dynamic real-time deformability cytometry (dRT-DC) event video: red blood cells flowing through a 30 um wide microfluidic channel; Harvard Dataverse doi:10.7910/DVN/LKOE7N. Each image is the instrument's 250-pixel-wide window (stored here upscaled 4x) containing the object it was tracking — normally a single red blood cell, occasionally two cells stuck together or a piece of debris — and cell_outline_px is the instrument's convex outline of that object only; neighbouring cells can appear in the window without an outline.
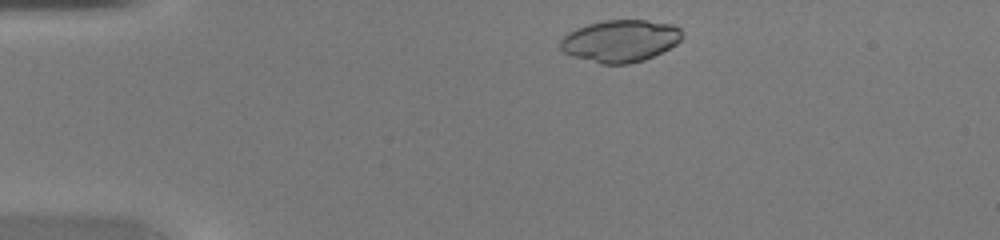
{"species": "common noctule bat (a hibernating species)", "species_latin": "Nyctalus noctula", "temperature_condition": "warm", "stored_images_in_passage": 38, "camera_frame_rate_fps": 3000, "um_per_image_px": 0.085, "animal": {"sex": "female", "body_mass_g": 20.0, "forearm_length_mm": 54.0}, "frame": {"image": 1, "passage_image": 2, "time_ms": 0.333, "image_size_px": [1000, 240], "cell_outline_px": [[680, 40], [676, 44], [644, 60], [628, 64], [600, 64], [572, 56], [564, 52], [560, 48], [560, 40], [568, 32], [576, 28], [588, 24], [604, 20], [644, 20], [672, 24], [680, 28]], "centroid_in_image_um": [52.68, 3.48], "position_along_channel_um": 32.3, "area_um2": 29.71}}
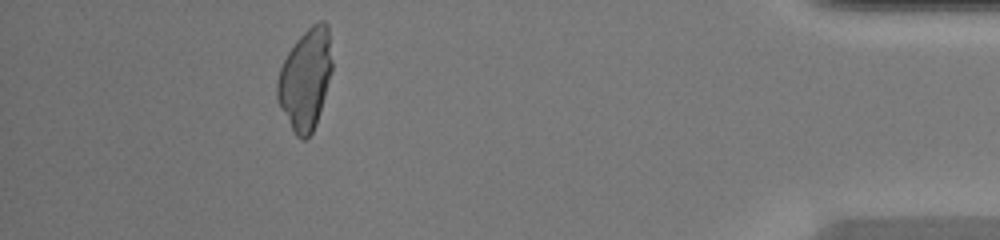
{"frame": {"image": 2, "passage_image": 34, "time_ms": 11.0, "image_size_px": [1000, 240], "cell_outline_px": [[332, 72], [320, 112], [316, 124], [312, 132], [304, 140], [300, 140], [296, 136], [280, 108], [276, 100], [276, 80], [280, 68], [288, 52], [296, 40], [312, 24], [320, 20], [324, 20], [328, 24], [332, 60]], "centroid_in_image_um": [25.96, 6.72], "position_along_channel_um": 409.2, "area_um2": 32.43}}